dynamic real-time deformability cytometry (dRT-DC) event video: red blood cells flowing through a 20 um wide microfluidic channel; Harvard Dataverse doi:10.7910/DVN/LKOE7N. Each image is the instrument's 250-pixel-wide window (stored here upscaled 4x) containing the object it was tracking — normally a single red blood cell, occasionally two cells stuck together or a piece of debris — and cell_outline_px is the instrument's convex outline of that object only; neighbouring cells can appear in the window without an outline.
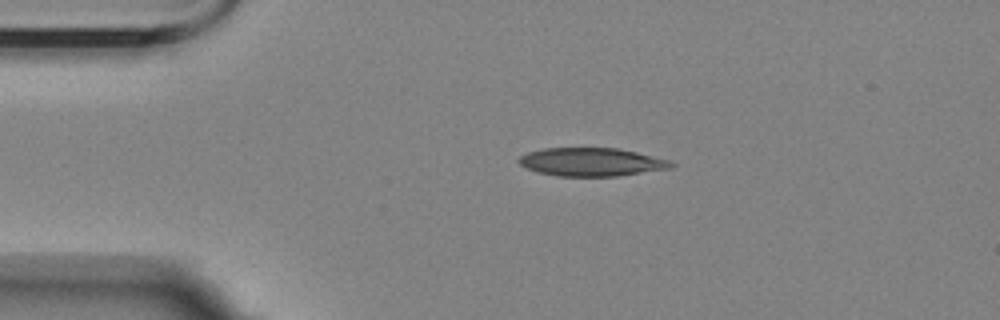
{"species": "Egyptian fruit bat (a non-hibernating species)", "species_latin": "Rousettus aegyptiacus", "temperature_condition": "room temperature", "stored_images_in_passage": 2, "camera_frame_rate_fps": 3000, "um_per_image_px": 0.085, "animal": {"sex": "female"}, "frame": {"image": 1, "passage_image": 1, "time_ms": 0.0, "image_size_px": [1000, 320], "cell_outline_px": [[676, 164], [672, 168], [616, 176], [560, 176], [540, 172], [528, 168], [520, 164], [516, 160], [520, 156], [528, 152], [544, 148], [616, 148], [636, 152], [668, 160]], "centroid_in_image_um": [50.27, 13.76], "position_along_channel_um": 34.7, "area_um2": 24.85}}